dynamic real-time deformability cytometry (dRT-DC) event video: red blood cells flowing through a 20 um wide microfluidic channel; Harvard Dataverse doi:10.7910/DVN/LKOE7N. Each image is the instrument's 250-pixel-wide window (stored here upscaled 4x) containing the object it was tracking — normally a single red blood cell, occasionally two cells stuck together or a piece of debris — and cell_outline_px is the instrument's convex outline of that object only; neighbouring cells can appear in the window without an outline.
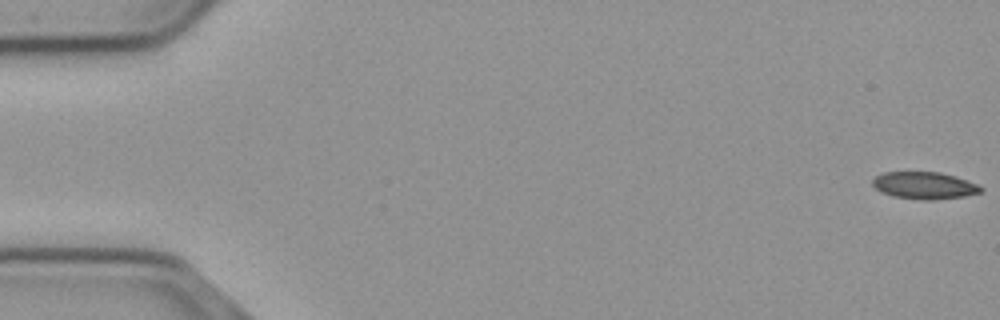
{"species": "common noctule bat (a hibernating species)", "species_latin": "Nyctalus noctula", "temperature_condition": "cold", "stored_images_in_passage": 56, "camera_frame_rate_fps": 3000, "um_per_image_px": 0.085, "animal": {"sex": "male", "body_mass_g": 23.1, "forearm_length_mm": 52.7}, "frame": {"image": 1, "passage_image": 1, "time_ms": 0.0, "image_size_px": [1000, 320], "cell_outline_px": [[984, 188], [980, 192], [964, 196], [932, 200], [920, 200], [892, 196], [880, 192], [872, 184], [872, 180], [876, 176], [884, 172], [940, 172], [956, 176], [976, 184]], "centroid_in_image_um": [78.55, 15.76], "position_along_channel_um": 6.5, "area_um2": 17.11}}
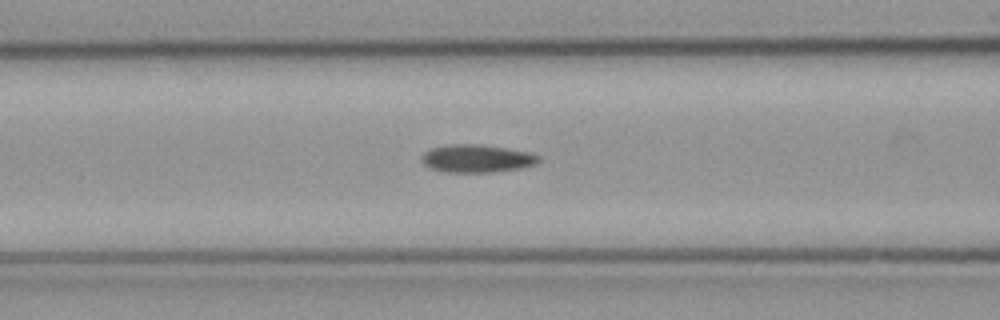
{"frame": {"image": 2, "passage_image": 23, "time_ms": 7.333, "image_size_px": [1000, 320], "cell_outline_px": [[540, 160], [536, 164], [520, 168], [492, 172], [448, 172], [432, 168], [424, 164], [420, 156], [424, 152], [432, 148], [452, 144], [480, 144], [528, 152], [540, 156]], "centroid_in_image_um": [40.53, 13.47], "position_along_channel_um": 126.1, "area_um2": 18.79}}
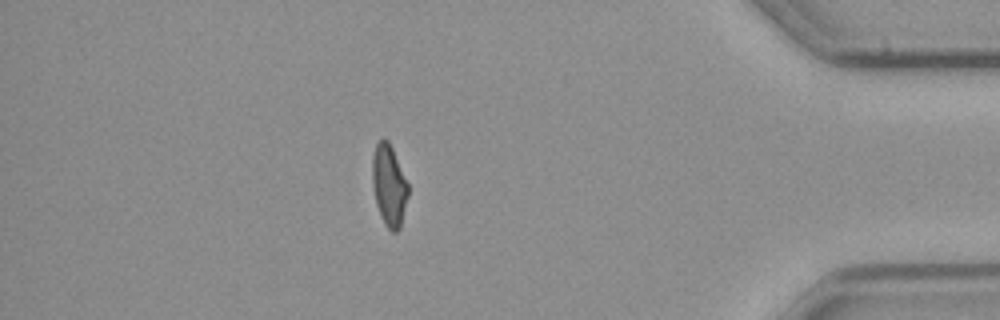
{"frame": {"image": 3, "passage_image": 49, "time_ms": 16.0, "image_size_px": [1000, 320], "cell_outline_px": [[408, 196], [400, 228], [396, 232], [392, 232], [384, 224], [380, 216], [376, 204], [372, 184], [372, 156], [376, 144], [380, 140], [388, 140], [392, 148], [408, 184]], "centroid_in_image_um": [33.05, 15.79], "position_along_channel_um": 402.1, "area_um2": 16.94}}